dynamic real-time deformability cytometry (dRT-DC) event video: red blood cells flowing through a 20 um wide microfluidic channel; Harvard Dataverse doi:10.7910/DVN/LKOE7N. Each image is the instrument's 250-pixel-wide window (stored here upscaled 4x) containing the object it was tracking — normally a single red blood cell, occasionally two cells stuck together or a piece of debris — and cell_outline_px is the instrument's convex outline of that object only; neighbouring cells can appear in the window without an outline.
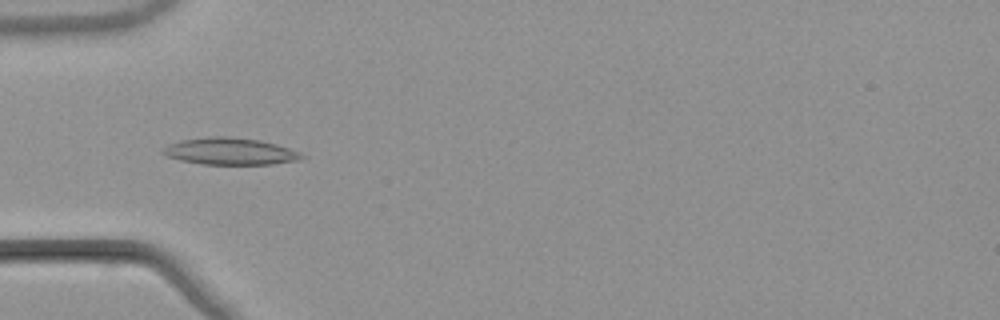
{"species": "common noctule bat (a hibernating species)", "species_latin": "Nyctalus noctula", "temperature_condition": "warm", "stored_images_in_passage": 41, "camera_frame_rate_fps": 3000, "um_per_image_px": 0.085, "animal": {"sex": "male", "body_mass_g": 21.5, "forearm_length_mm": 52.0}, "frame": {"image": 1, "passage_image": 5, "time_ms": 1.333, "image_size_px": [1000, 320], "cell_outline_px": [[304, 156], [300, 160], [272, 164], [204, 164], [180, 160], [168, 156], [160, 152], [168, 144], [180, 140], [212, 136], [228, 136], [260, 140], [276, 144], [300, 152]], "centroid_in_image_um": [19.55, 12.86], "position_along_channel_um": 65.4, "area_um2": 21.68}}
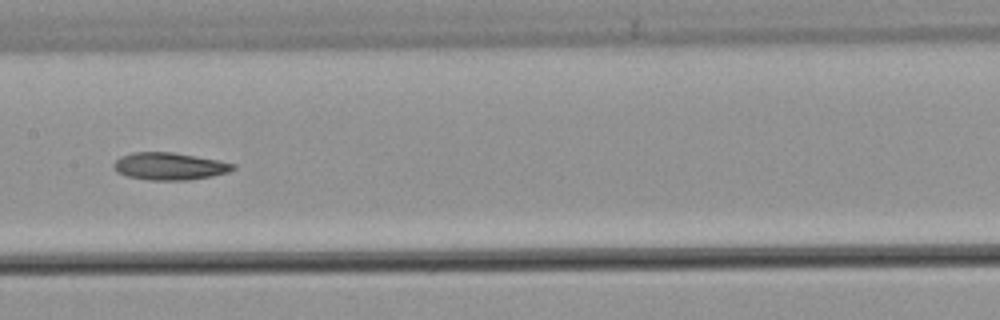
{"frame": {"image": 2, "passage_image": 15, "time_ms": 4.667, "image_size_px": [1000, 320], "cell_outline_px": [[236, 168], [228, 172], [212, 176], [188, 180], [148, 180], [128, 176], [116, 172], [112, 168], [112, 164], [120, 156], [132, 152], [172, 152], [196, 156], [236, 164]], "centroid_in_image_um": [14.37, 14.13], "position_along_channel_um": 193.0, "area_um2": 19.07}}
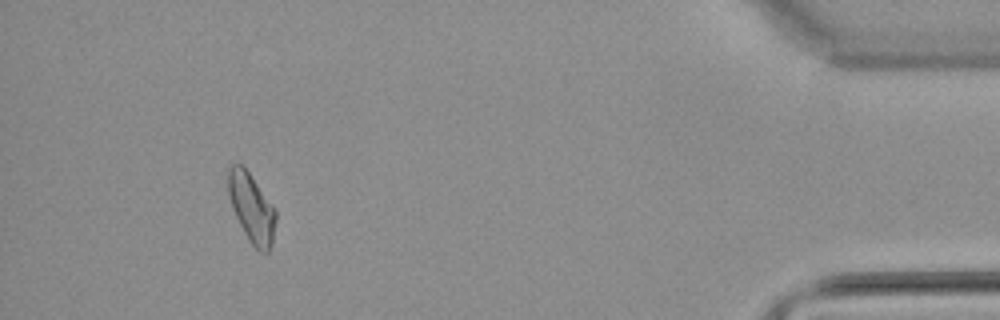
{"frame": {"image": 3, "passage_image": 37, "time_ms": 12.0, "image_size_px": [1000, 320], "cell_outline_px": [[276, 220], [272, 244], [268, 252], [260, 252], [248, 240], [232, 208], [228, 192], [228, 168], [232, 164], [244, 164], [276, 208]], "centroid_in_image_um": [21.4, 17.63], "position_along_channel_um": 413.8, "area_um2": 19.42}, "authors_computed_cell_mechanics": {"area_um2": 19.074, "velocity_mm_per_s": 3.8644, "shape_relaxation_time_tau1_ms": null, "shape_relaxation_time_tau2_ms": 10.442, "deformation_change_tau1": null, "deformation_change_tau2": 0.2078}}